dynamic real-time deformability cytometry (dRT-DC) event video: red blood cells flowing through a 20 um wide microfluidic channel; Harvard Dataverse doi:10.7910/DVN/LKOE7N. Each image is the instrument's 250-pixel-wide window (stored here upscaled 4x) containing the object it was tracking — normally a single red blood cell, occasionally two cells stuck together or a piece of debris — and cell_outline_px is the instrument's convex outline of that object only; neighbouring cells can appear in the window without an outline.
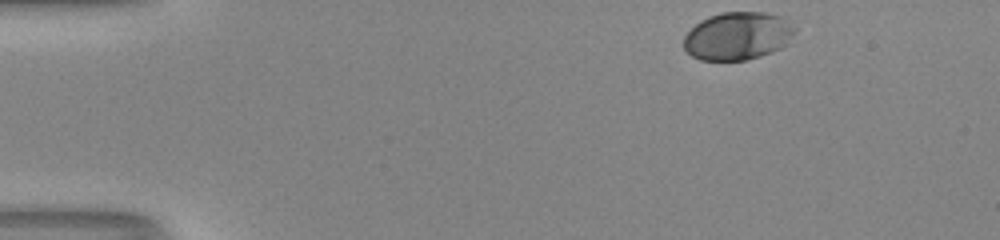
{"species": "human", "species_latin": "Homo sapiens", "temperature_condition": "room temperature", "stored_images_in_passage": 36, "camera_frame_rate_fps": 3000, "um_per_image_px": 0.085, "donor": {"sex": "male"}, "frame": {"image": 1, "passage_image": 1, "time_ms": 0.0, "image_size_px": [1000, 240], "cell_outline_px": [[796, 32], [780, 48], [772, 52], [760, 56], [744, 60], [700, 60], [692, 56], [684, 48], [684, 36], [700, 20], [708, 16], [720, 12], [764, 12], [784, 16], [796, 28]], "centroid_in_image_um": [62.71, 3.04], "position_along_channel_um": 22.3, "area_um2": 31.1}}
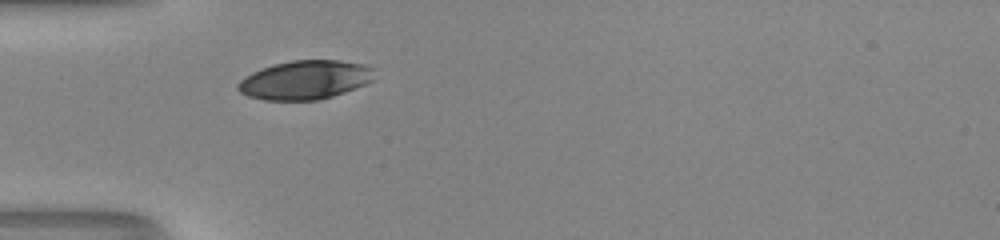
{"frame": {"image": 2, "passage_image": 11, "time_ms": 3.333, "image_size_px": [1000, 240], "cell_outline_px": [[372, 80], [356, 88], [320, 100], [264, 100], [248, 96], [240, 92], [236, 88], [236, 84], [244, 76], [260, 68], [292, 60], [340, 60], [364, 64], [372, 68]], "centroid_in_image_um": [25.88, 6.79], "position_along_channel_um": 59.1, "area_um2": 30.87}}
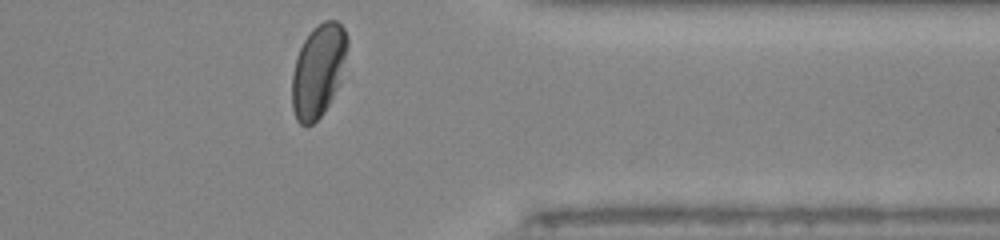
{"frame": {"image": 3, "passage_image": 36, "time_ms": 11.667, "image_size_px": [1000, 240], "cell_outline_px": [[348, 48], [340, 80], [324, 112], [312, 124], [300, 124], [296, 120], [292, 108], [292, 72], [296, 56], [304, 40], [312, 28], [316, 24], [324, 20], [336, 20], [344, 28], [348, 40]], "centroid_in_image_um": [27.04, 5.96], "position_along_channel_um": 384.4, "area_um2": 29.88}, "authors_computed_cell_mechanics": {"area_um2": 31.9056, "velocity_mm_per_s": 4.0888, "shape_relaxation_time_tau1_ms": 1.9409, "shape_relaxation_time_tau2_ms": null, "deformation_change_tau1": 0.1342, "deformation_change_tau2": null}}